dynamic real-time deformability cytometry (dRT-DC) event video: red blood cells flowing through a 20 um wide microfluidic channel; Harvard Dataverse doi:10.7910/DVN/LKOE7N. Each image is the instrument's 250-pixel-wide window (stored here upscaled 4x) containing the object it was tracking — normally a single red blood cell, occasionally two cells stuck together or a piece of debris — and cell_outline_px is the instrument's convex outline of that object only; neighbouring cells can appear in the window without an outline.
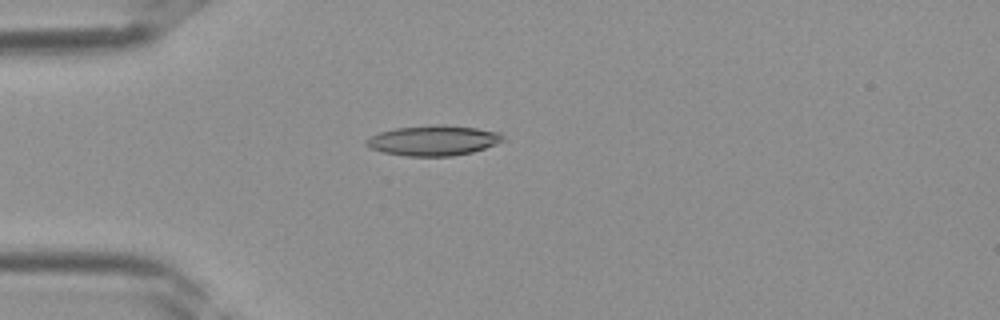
{"species": "Egyptian fruit bat (a non-hibernating species)", "species_latin": "Rousettus aegyptiacus", "temperature_condition": "room temperature", "stored_images_in_passage": 29, "camera_frame_rate_fps": 3000, "um_per_image_px": 0.085, "frame": {"image": 1, "passage_image": 1, "time_ms": 0.0, "image_size_px": [1000, 320], "cell_outline_px": [[504, 140], [496, 144], [472, 152], [452, 156], [408, 156], [384, 152], [368, 148], [364, 144], [364, 140], [380, 132], [396, 128], [476, 128], [500, 132], [504, 136]], "centroid_in_image_um": [36.81, 12.0], "position_along_channel_um": 48.2, "area_um2": 22.83}}
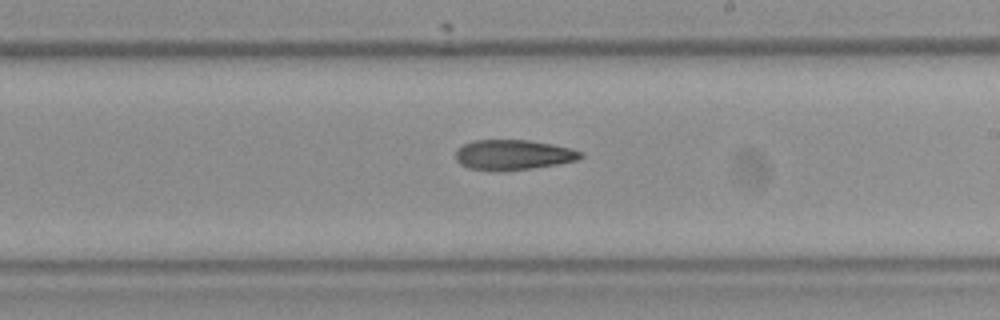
{"frame": {"image": 2, "passage_image": 13, "time_ms": 4.0, "image_size_px": [1000, 320], "cell_outline_px": [[584, 156], [576, 160], [556, 164], [532, 168], [468, 168], [460, 164], [456, 160], [456, 152], [464, 144], [472, 140], [528, 140], [552, 144], [584, 152]], "centroid_in_image_um": [43.65, 13.11], "position_along_channel_um": 245.3, "area_um2": 21.04}}
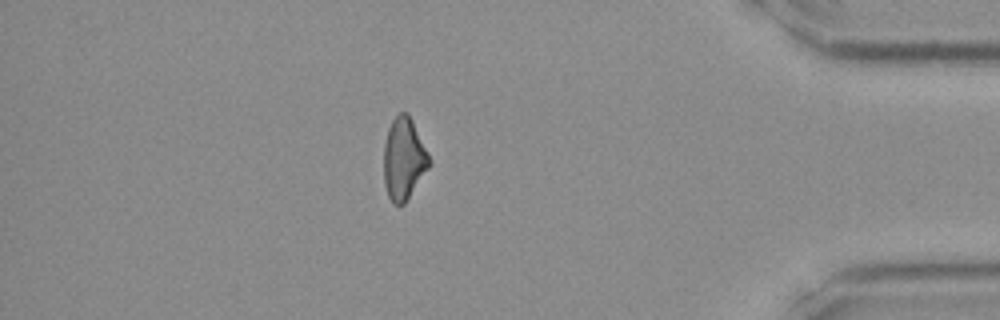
{"frame": {"image": 3, "passage_image": 24, "time_ms": 7.667, "image_size_px": [1000, 320], "cell_outline_px": [[432, 164], [404, 204], [392, 204], [388, 196], [384, 184], [384, 144], [388, 128], [392, 120], [400, 112], [408, 112], [428, 152]], "centroid_in_image_um": [34.33, 13.5], "position_along_channel_um": 400.9, "area_um2": 21.85}}